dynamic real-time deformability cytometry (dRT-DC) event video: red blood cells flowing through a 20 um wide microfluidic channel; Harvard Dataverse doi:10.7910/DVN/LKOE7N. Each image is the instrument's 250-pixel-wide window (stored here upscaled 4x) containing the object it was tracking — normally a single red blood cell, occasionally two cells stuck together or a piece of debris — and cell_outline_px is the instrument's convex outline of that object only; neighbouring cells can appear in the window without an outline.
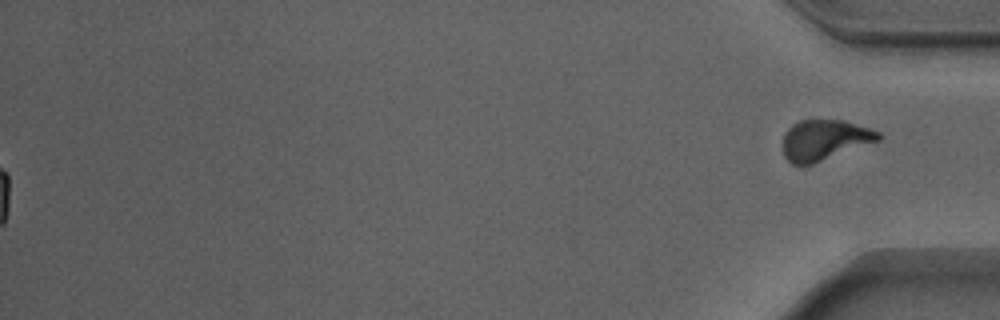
{"species": "Egyptian fruit bat (a non-hibernating species)", "species_latin": "Rousettus aegyptiacus", "temperature_condition": "warm", "stored_images_in_passage": 54, "segment_of_instrument_passage": [2, 2], "camera_frame_rate_fps": 3000, "um_per_image_px": 0.085, "animal": {"sex": "male"}, "frame": {"image": 1, "passage_image": 54, "time_ms": 17.667, "image_size_px": [1000, 320], "cell_outline_px": [[884, 136], [880, 140], [812, 164], [792, 164], [784, 156], [784, 132], [792, 124], [800, 120], [844, 120], [880, 132]], "centroid_in_image_um": [70.1, 11.88], "position_along_channel_um": 365.1, "area_um2": 22.37}}